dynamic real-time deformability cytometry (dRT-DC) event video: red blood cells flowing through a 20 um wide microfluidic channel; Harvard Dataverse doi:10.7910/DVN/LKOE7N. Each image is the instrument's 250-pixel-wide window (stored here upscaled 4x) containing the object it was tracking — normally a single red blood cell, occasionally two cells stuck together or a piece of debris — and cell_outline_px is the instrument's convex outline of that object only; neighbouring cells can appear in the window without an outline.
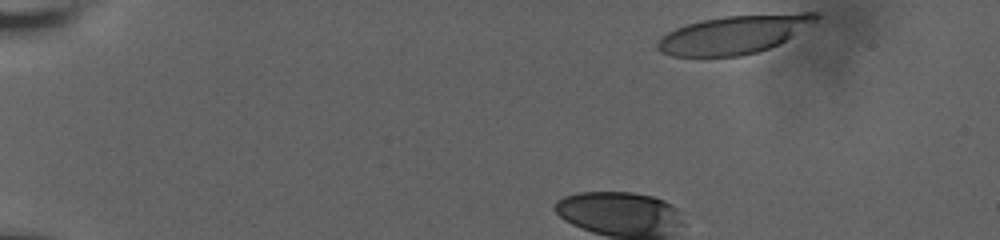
{"species": "human", "species_latin": "Homo sapiens", "temperature_condition": "room temperature", "stored_images_in_passage": 40, "camera_frame_rate_fps": 3000, "um_per_image_px": 0.085, "donor": {"sex": "male"}, "frame": {"image": 1, "passage_image": 1, "time_ms": 0.0, "image_size_px": [1000, 240], "cell_outline_px": [[820, 16], [816, 20], [784, 40], [768, 48], [756, 52], [740, 56], [672, 56], [660, 52], [656, 48], [656, 44], [660, 36], [676, 28], [688, 24], [704, 20], [724, 16], [800, 12], [816, 12]], "centroid_in_image_um": [62.33, 2.93], "position_along_channel_um": 22.7, "area_um2": 35.03}}
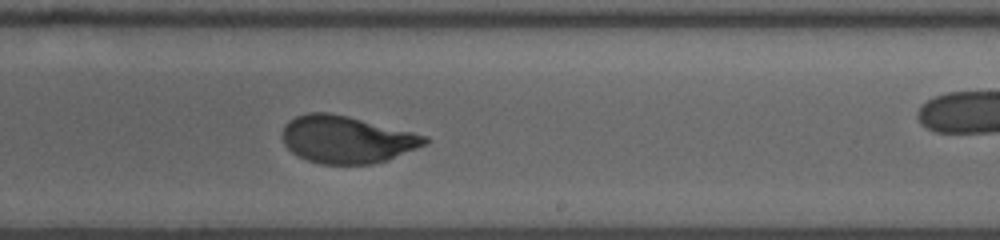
{"frame": {"image": 2, "passage_image": 27, "time_ms": 8.667, "image_size_px": [1000, 240], "cell_outline_px": [[432, 140], [428, 144], [388, 160], [372, 164], [320, 164], [308, 160], [292, 152], [284, 144], [284, 124], [288, 120], [296, 116], [308, 112], [328, 112], [348, 116], [428, 136]], "centroid_in_image_um": [29.51, 11.85], "position_along_channel_um": 259.5, "area_um2": 39.3}}
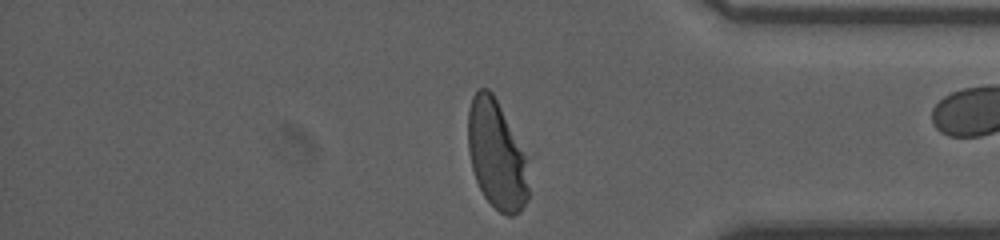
{"frame": {"image": 3, "passage_image": 39, "time_ms": 12.667, "image_size_px": [1000, 240], "cell_outline_px": [[528, 200], [520, 212], [512, 216], [508, 216], [500, 212], [484, 196], [476, 180], [472, 168], [468, 152], [468, 112], [472, 96], [480, 88], [488, 88], [492, 92], [528, 156]], "centroid_in_image_um": [42.23, 13.17], "position_along_channel_um": 393.0, "area_um2": 38.73}}